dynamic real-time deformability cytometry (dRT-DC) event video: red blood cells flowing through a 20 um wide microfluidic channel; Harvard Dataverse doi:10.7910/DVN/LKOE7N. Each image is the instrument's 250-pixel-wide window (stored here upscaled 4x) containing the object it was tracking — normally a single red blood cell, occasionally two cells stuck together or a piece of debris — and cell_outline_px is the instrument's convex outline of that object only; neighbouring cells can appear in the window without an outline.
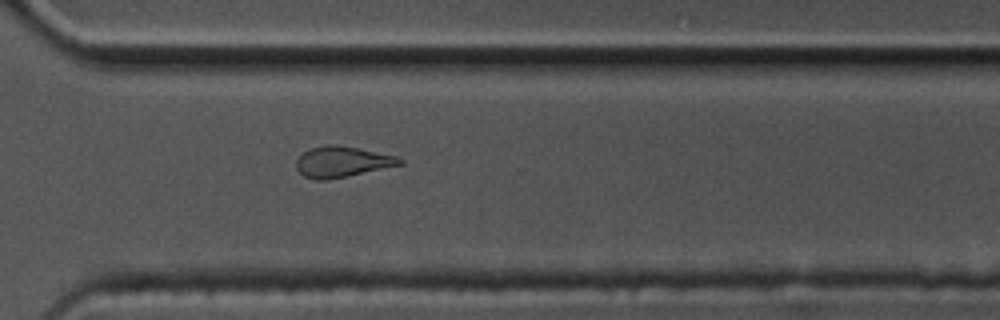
{"species": "common noctule bat (a hibernating species)", "species_latin": "Nyctalus noctula", "temperature_condition": "cold", "stored_images_in_passage": 37, "camera_frame_rate_fps": 3000, "um_per_image_px": 0.085, "animal": {"sex": "male", "body_mass_g": 17.5, "forearm_length_mm": 52.3}, "frame": {"image": 1, "passage_image": 27, "time_ms": 8.667, "image_size_px": [1000, 320], "cell_outline_px": [[404, 164], [348, 176], [328, 180], [312, 180], [304, 176], [296, 168], [296, 160], [304, 152], [312, 148], [328, 144], [336, 144], [396, 156], [404, 160]], "centroid_in_image_um": [29.07, 13.77], "position_along_channel_um": 341.5, "area_um2": 18.5}, "authors_computed_cell_mechanics": {"area_um2": 19.2474, "velocity_mm_per_s": 3.4841, "shape_relaxation_time_tau1_ms": 4.8604, "shape_relaxation_time_tau2_ms": 5.0843, "deformation_change_tau1": 0.148, "deformation_change_tau2": 0.1383}}